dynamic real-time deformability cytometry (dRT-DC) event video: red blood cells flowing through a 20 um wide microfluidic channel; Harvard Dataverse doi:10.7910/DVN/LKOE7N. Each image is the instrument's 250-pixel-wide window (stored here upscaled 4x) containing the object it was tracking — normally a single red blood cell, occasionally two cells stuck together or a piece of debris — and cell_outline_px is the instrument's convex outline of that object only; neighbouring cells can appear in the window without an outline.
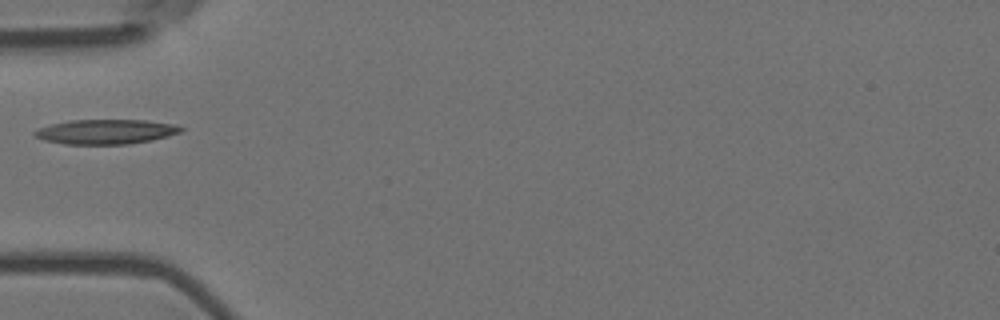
{"species": "Egyptian fruit bat (a non-hibernating species)", "species_latin": "Rousettus aegyptiacus", "temperature_condition": "room temperature", "stored_images_in_passage": 1, "camera_frame_rate_fps": 3000, "um_per_image_px": 0.085, "animal": {"sex": "female"}, "frame": {"image": 1, "passage_image": 1, "time_ms": 0.0, "image_size_px": [1000, 320], "cell_outline_px": [[184, 128], [180, 132], [168, 136], [152, 140], [128, 144], [64, 144], [44, 140], [36, 136], [32, 132], [36, 128], [52, 124], [72, 120], [144, 120], [176, 124]], "centroid_in_image_um": [8.99, 11.19], "position_along_channel_um": 76.0, "area_um2": 21.04}}